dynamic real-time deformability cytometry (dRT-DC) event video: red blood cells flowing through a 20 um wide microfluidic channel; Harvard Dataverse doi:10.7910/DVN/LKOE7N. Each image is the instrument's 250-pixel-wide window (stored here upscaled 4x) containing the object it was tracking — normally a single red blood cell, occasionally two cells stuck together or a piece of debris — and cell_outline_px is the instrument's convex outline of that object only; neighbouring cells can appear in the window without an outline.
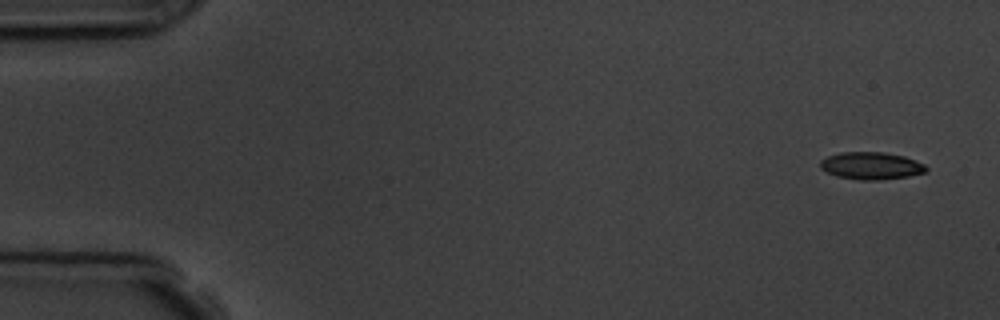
{"species": "common noctule bat (a hibernating species)", "species_latin": "Nyctalus noctula", "temperature_condition": "room temperature", "stored_images_in_passage": 4, "camera_frame_rate_fps": 3000, "um_per_image_px": 0.085, "animal": {"sex": "male", "body_mass_g": 19.5, "forearm_length_mm": 54.6}, "frame": {"image": 1, "passage_image": 1, "time_ms": 0.0, "image_size_px": [1000, 320], "cell_outline_px": [[928, 168], [924, 172], [908, 176], [880, 180], [860, 180], [836, 176], [820, 168], [820, 160], [828, 156], [840, 152], [884, 152], [904, 156], [924, 164]], "centroid_in_image_um": [74.03, 14.08], "position_along_channel_um": 11.0, "area_um2": 16.82}}